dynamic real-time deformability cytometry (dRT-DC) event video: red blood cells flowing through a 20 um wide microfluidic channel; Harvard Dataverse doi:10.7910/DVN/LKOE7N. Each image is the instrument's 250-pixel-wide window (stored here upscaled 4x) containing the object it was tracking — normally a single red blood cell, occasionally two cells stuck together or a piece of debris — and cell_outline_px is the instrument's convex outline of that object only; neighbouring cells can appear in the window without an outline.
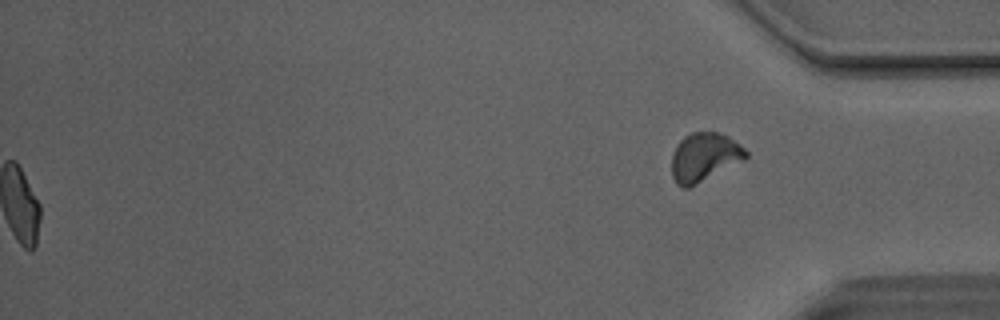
{"species": "Egyptian fruit bat (a non-hibernating species)", "species_latin": "Rousettus aegyptiacus", "temperature_condition": "room temperature", "stored_images_in_passage": 50, "segment_of_instrument_passage": [2, 2], "camera_frame_rate_fps": 3000, "um_per_image_px": 0.085, "animal": {"sex": "male"}, "frame": {"image": 1, "passage_image": 50, "time_ms": 16.333, "image_size_px": [1000, 320], "cell_outline_px": [[748, 156], [744, 160], [688, 188], [680, 188], [676, 184], [672, 176], [672, 152], [680, 140], [684, 136], [692, 132], [716, 132], [728, 136], [740, 144], [748, 152]], "centroid_in_image_um": [59.85, 13.36], "position_along_channel_um": 375.4, "area_um2": 21.04}}